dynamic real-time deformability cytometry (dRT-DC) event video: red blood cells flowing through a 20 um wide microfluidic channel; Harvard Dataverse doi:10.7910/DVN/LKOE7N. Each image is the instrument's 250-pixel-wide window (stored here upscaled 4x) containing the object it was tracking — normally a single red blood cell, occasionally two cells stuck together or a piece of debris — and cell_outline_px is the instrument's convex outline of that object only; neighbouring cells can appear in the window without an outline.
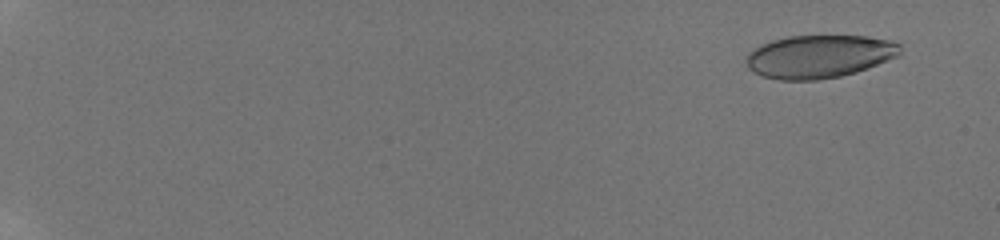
{"species": "human", "species_latin": "Homo sapiens", "temperature_condition": "room temperature", "stored_images_in_passage": 20, "camera_frame_rate_fps": 3000, "um_per_image_px": 0.085, "donor": {"sex": "male"}, "frame": {"image": 1, "passage_image": 3, "time_ms": 1.333, "image_size_px": [1000, 240], "cell_outline_px": [[900, 56], [868, 68], [856, 72], [840, 76], [816, 80], [780, 80], [760, 76], [752, 72], [748, 68], [744, 60], [748, 52], [772, 40], [788, 36], [868, 36], [892, 40], [900, 44]], "centroid_in_image_um": [69.63, 4.8], "position_along_channel_um": 15.4, "area_um2": 38.9}}
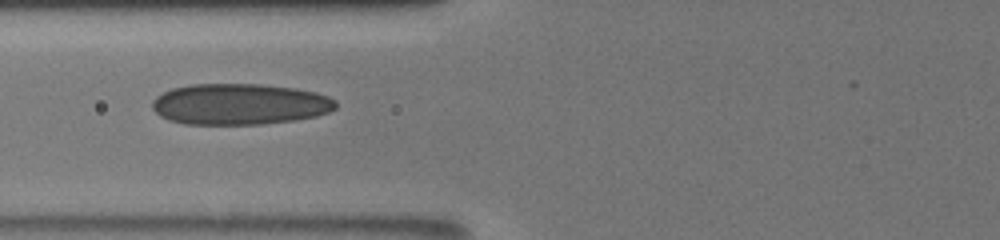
{"frame": {"image": 2, "passage_image": 13, "time_ms": 9.0, "image_size_px": [1000, 240], "cell_outline_px": [[336, 108], [328, 112], [316, 116], [296, 120], [264, 124], [184, 124], [168, 120], [160, 116], [152, 108], [152, 100], [156, 96], [172, 88], [192, 84], [260, 84], [296, 88], [316, 92], [328, 96], [336, 100]], "centroid_in_image_um": [20.37, 8.85], "position_along_channel_um": 105.4, "area_um2": 44.22}}
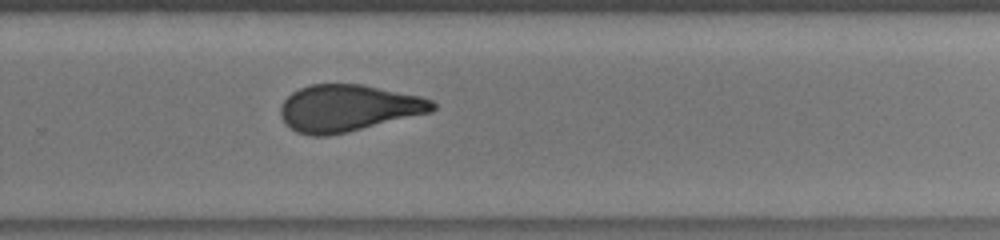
{"frame": {"image": 3, "passage_image": 20, "time_ms": 14.0, "image_size_px": [1000, 240], "cell_outline_px": [[436, 108], [432, 112], [348, 132], [328, 136], [312, 136], [296, 132], [284, 124], [280, 116], [280, 108], [284, 100], [292, 92], [300, 88], [312, 84], [360, 84], [420, 96], [432, 100], [436, 104]], "centroid_in_image_um": [29.57, 9.2], "position_along_channel_um": 300.2, "area_um2": 41.56}}